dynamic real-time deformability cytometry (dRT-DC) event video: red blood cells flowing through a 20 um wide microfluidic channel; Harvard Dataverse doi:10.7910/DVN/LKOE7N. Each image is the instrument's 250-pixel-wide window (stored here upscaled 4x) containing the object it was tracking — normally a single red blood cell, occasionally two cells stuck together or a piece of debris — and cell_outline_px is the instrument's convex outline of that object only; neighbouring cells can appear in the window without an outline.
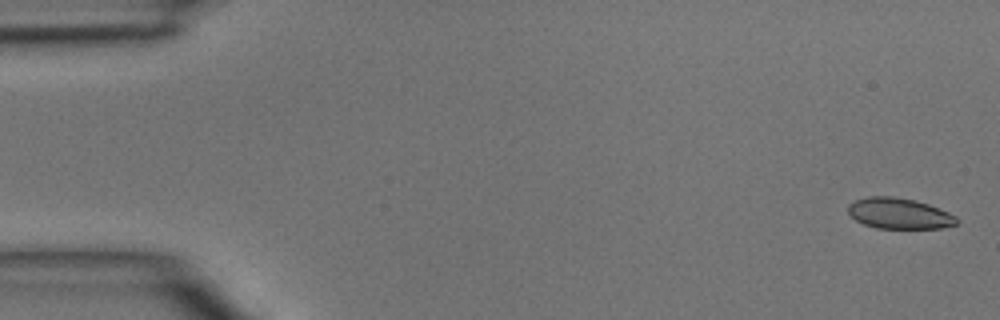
{"species": "common noctule bat (a hibernating species)", "species_latin": "Nyctalus noctula", "temperature_condition": "room temperature", "stored_images_in_passage": 47, "camera_frame_rate_fps": 3000, "um_per_image_px": 0.085, "animal": {"sex": "male", "body_mass_g": 15.6}, "frame": {"image": 1, "passage_image": 1, "time_ms": 0.0, "image_size_px": [1000, 320], "cell_outline_px": [[960, 220], [956, 224], [940, 228], [876, 228], [864, 224], [856, 220], [848, 212], [848, 204], [856, 200], [868, 196], [896, 196], [916, 200], [928, 204], [948, 212], [956, 216]], "centroid_in_image_um": [76.44, 18.13], "position_along_channel_um": 8.6, "area_um2": 19.54}}
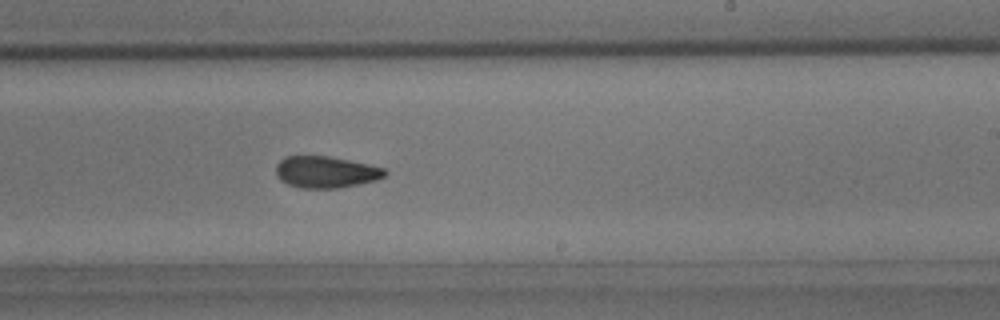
{"frame": {"image": 2, "passage_image": 28, "time_ms": 9.0, "image_size_px": [1000, 320], "cell_outline_px": [[388, 172], [384, 176], [376, 180], [336, 188], [304, 188], [288, 184], [280, 180], [276, 176], [276, 164], [284, 156], [328, 156], [368, 164], [384, 168]], "centroid_in_image_um": [27.66, 14.61], "position_along_channel_um": 261.3, "area_um2": 19.94}}
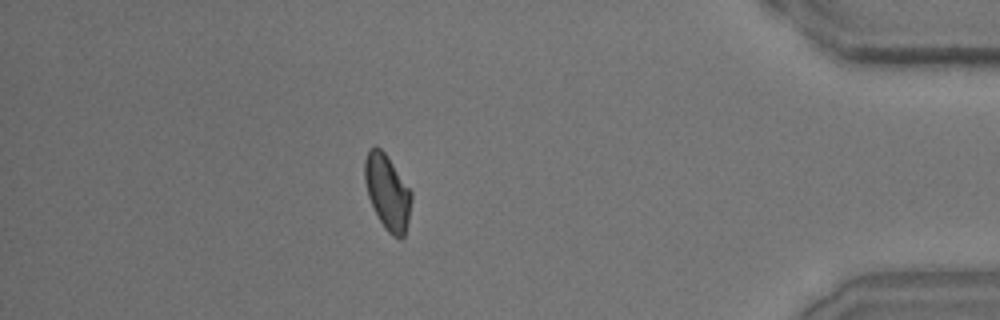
{"frame": {"image": 3, "passage_image": 41, "time_ms": 13.333, "image_size_px": [1000, 320], "cell_outline_px": [[412, 200], [408, 220], [404, 236], [400, 240], [392, 236], [384, 228], [368, 196], [364, 180], [364, 160], [368, 148], [380, 148], [384, 152], [412, 192]], "centroid_in_image_um": [32.92, 16.35], "position_along_channel_um": 402.3, "area_um2": 20.23}}